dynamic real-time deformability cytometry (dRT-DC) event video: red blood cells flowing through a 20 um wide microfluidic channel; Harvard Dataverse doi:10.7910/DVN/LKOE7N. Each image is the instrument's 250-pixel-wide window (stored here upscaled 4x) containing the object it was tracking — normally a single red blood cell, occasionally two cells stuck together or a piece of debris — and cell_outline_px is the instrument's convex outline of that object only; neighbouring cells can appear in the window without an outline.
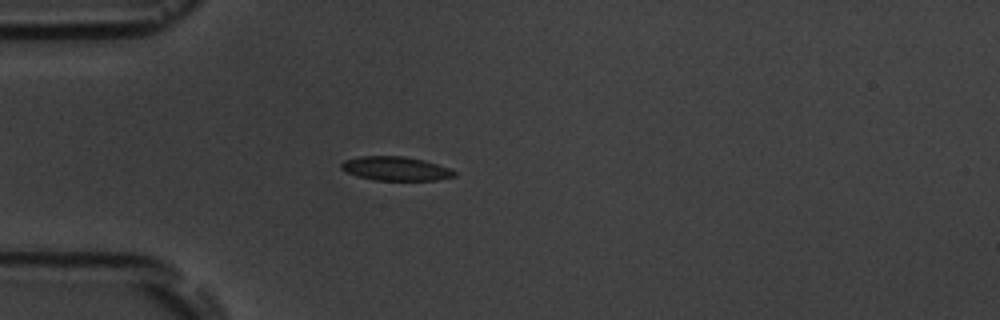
{"species": "common noctule bat (a hibernating species)", "species_latin": "Nyctalus noctula", "temperature_condition": "room temperature", "stored_images_in_passage": 2, "camera_frame_rate_fps": 3000, "um_per_image_px": 0.085, "animal": {"sex": "male", "body_mass_g": 19.5, "forearm_length_mm": 54.6}, "frame": {"image": 1, "passage_image": 2, "time_ms": 1.333, "image_size_px": [1000, 320], "cell_outline_px": [[456, 176], [436, 180], [376, 180], [356, 176], [344, 172], [340, 168], [340, 164], [344, 160], [360, 156], [404, 156], [424, 160], [448, 168], [456, 172]], "centroid_in_image_um": [33.58, 14.33], "position_along_channel_um": 51.4, "area_um2": 15.84}}